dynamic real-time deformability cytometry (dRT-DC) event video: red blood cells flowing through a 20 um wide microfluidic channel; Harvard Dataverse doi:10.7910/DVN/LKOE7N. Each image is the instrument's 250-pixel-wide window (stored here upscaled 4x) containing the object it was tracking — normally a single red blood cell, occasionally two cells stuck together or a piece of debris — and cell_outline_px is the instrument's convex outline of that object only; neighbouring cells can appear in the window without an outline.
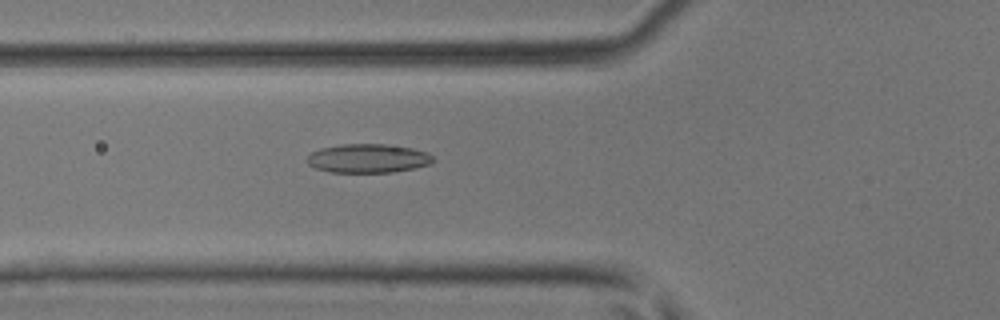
{"species": "common noctule bat (a hibernating species)", "species_latin": "Nyctalus noctula", "temperature_condition": "room temperature", "stored_images_in_passage": 40, "camera_frame_rate_fps": 3000, "um_per_image_px": 0.085, "animal": {"sex": "male", "body_mass_g": 17.9, "forearm_length_mm": 54.2}, "frame": {"image": 1, "passage_image": 11, "time_ms": 3.333, "image_size_px": [1000, 320], "cell_outline_px": [[436, 160], [428, 164], [416, 168], [392, 172], [332, 172], [316, 168], [308, 164], [308, 156], [312, 152], [320, 148], [340, 144], [388, 144], [412, 148], [428, 152]], "centroid_in_image_um": [31.31, 13.45], "position_along_channel_um": 94.5, "area_um2": 21.21}}
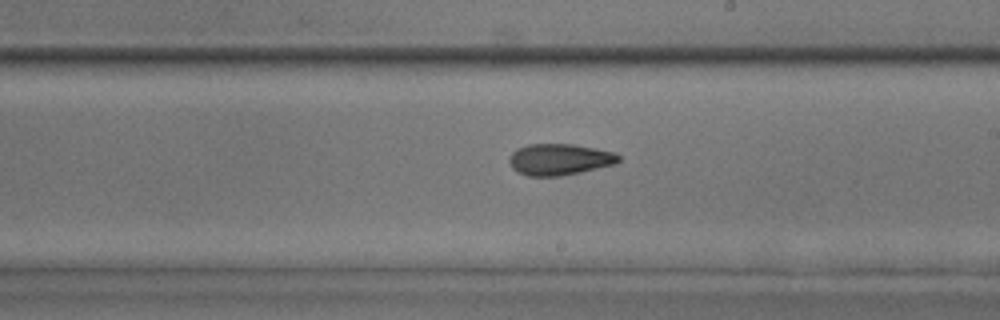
{"frame": {"image": 2, "passage_image": 21, "time_ms": 6.667, "image_size_px": [1000, 320], "cell_outline_px": [[620, 160], [616, 164], [580, 172], [560, 176], [528, 176], [516, 172], [512, 168], [508, 160], [512, 152], [516, 148], [528, 144], [572, 144], [596, 148], [616, 152], [620, 156]], "centroid_in_image_um": [47.55, 13.55], "position_along_channel_um": 241.4, "area_um2": 20.23}}
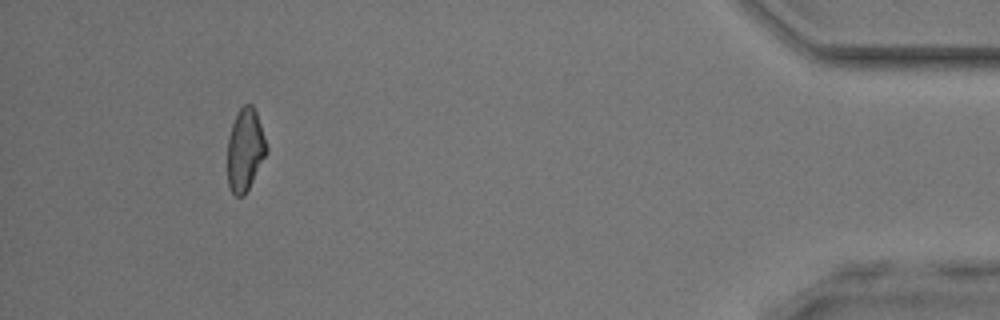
{"frame": {"image": 3, "passage_image": 37, "time_ms": 12.0, "image_size_px": [1000, 320], "cell_outline_px": [[268, 152], [244, 196], [236, 196], [232, 192], [228, 184], [228, 140], [232, 124], [240, 108], [244, 104], [252, 104], [256, 112], [268, 148]], "centroid_in_image_um": [20.84, 12.74], "position_along_channel_um": 414.4, "area_um2": 18.55}}